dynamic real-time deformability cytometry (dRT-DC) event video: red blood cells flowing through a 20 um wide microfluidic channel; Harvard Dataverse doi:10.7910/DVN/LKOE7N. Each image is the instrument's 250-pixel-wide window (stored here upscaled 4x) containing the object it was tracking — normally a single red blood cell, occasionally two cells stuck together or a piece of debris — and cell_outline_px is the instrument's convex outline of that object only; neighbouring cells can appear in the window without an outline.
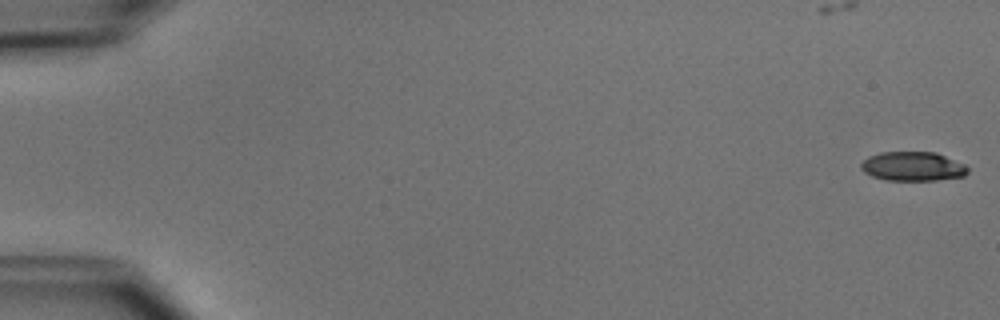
{"species": "common noctule bat (a hibernating species)", "species_latin": "Nyctalus noctula", "temperature_condition": "cold", "stored_images_in_passage": 46, "camera_frame_rate_fps": 3000, "um_per_image_px": 0.085, "animal": {"sex": "male", "body_mass_g": 15.6}, "frame": {"image": 1, "passage_image": 1, "time_ms": 0.0, "image_size_px": [1000, 320], "cell_outline_px": [[968, 172], [964, 176], [936, 180], [884, 180], [872, 176], [864, 172], [860, 168], [860, 164], [868, 156], [880, 152], [936, 152], [964, 164], [968, 168]], "centroid_in_image_um": [77.56, 14.14], "position_along_channel_um": 7.4, "area_um2": 18.21}}
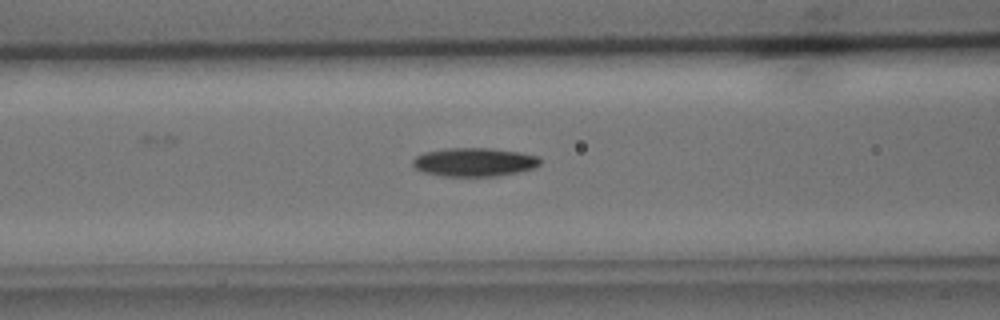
{"frame": {"image": 2, "passage_image": 22, "time_ms": 7.0, "image_size_px": [1000, 320], "cell_outline_px": [[540, 164], [532, 168], [520, 172], [496, 176], [440, 176], [424, 172], [416, 168], [412, 164], [412, 160], [416, 156], [424, 152], [448, 148], [492, 148], [520, 152], [540, 156]], "centroid_in_image_um": [40.32, 13.77], "position_along_channel_um": 126.3, "area_um2": 21.33}}
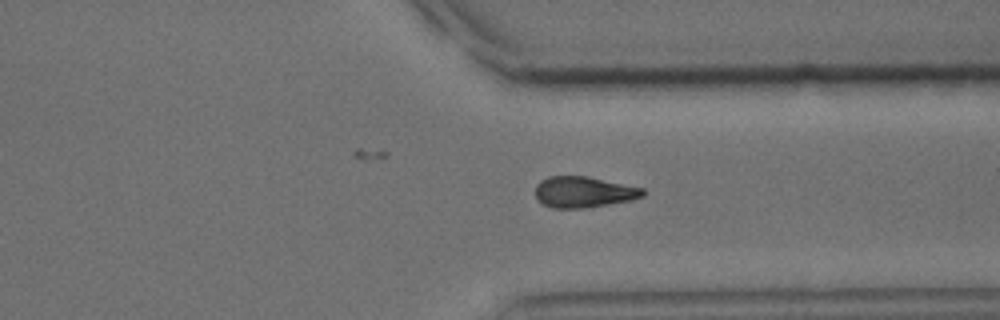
{"frame": {"image": 3, "passage_image": 40, "time_ms": 13.0, "image_size_px": [1000, 320], "cell_outline_px": [[644, 196], [628, 200], [588, 208], [552, 208], [536, 200], [536, 184], [540, 180], [548, 176], [588, 176], [644, 188]], "centroid_in_image_um": [49.58, 16.31], "position_along_channel_um": 361.8, "area_um2": 19.48}}